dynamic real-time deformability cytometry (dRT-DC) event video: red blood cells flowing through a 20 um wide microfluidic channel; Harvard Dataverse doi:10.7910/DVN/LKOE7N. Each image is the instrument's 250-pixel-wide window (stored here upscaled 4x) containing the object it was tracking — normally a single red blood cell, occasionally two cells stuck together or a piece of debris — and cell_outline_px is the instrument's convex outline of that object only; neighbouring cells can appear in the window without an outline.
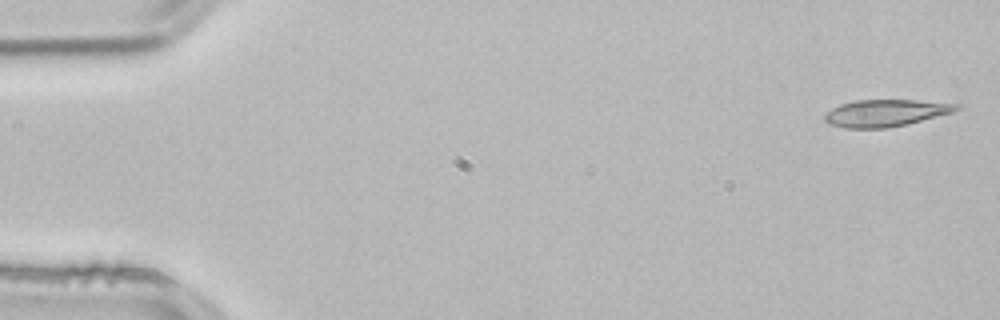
{"species": "common noctule bat (a hibernating species)", "species_latin": "Nyctalus noctula", "temperature_condition": "room temperature", "stored_images_in_passage": 4, "segment_of_instrument_passage": [1, 2], "camera_frame_rate_fps": 3000, "um_per_image_px": 0.085, "animal": {"sex": "male", "body_mass_g": 21.5, "forearm_length_mm": 52.0}, "frame": {"image": 1, "passage_image": 1, "time_ms": 0.0, "image_size_px": [1000, 320], "cell_outline_px": [[960, 108], [952, 112], [904, 124], [884, 128], [844, 128], [828, 124], [824, 120], [824, 112], [840, 104], [856, 100], [916, 100], [960, 104]], "centroid_in_image_um": [75.19, 9.6], "position_along_channel_um": 9.8, "area_um2": 20.52}}